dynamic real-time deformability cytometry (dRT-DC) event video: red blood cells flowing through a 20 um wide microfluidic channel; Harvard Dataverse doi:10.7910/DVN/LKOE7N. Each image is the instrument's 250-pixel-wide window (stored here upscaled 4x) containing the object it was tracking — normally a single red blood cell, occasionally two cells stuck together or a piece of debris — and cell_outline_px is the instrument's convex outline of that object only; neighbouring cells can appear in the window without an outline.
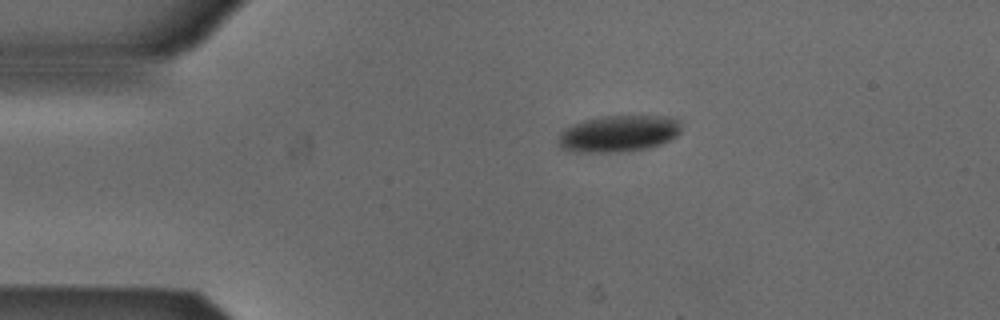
{"species": "Egyptian fruit bat (a non-hibernating species)", "species_latin": "Rousettus aegyptiacus", "temperature_condition": "cold", "stored_images_in_passage": 38, "camera_frame_rate_fps": 3000, "um_per_image_px": 0.085, "animal": {"sex": "male"}, "frame": {"image": 1, "passage_image": 1, "time_ms": 0.0, "image_size_px": [1000, 320], "cell_outline_px": [[680, 132], [676, 136], [660, 144], [648, 148], [624, 152], [576, 152], [560, 148], [560, 132], [564, 128], [588, 120], [604, 116], [664, 116], [680, 120]], "centroid_in_image_um": [52.6, 11.37], "position_along_channel_um": 32.4, "area_um2": 25.95}}
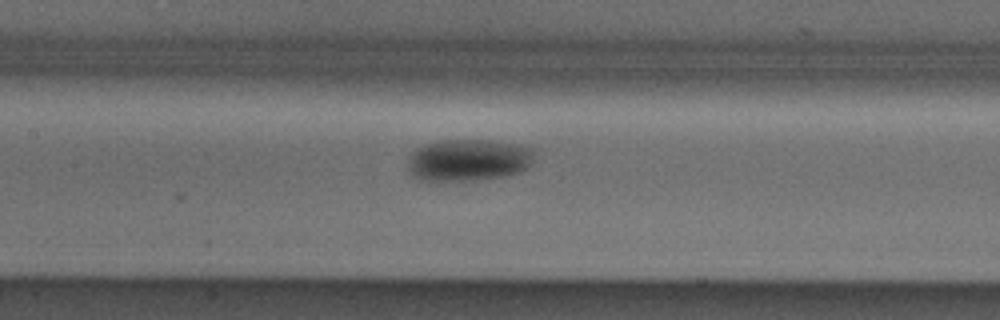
{"frame": {"image": 2, "passage_image": 15, "time_ms": 4.667, "image_size_px": [1000, 320], "cell_outline_px": [[532, 156], [528, 168], [520, 172], [504, 176], [476, 180], [420, 180], [412, 176], [408, 172], [408, 160], [416, 148], [428, 144], [444, 140], [488, 140], [520, 144], [532, 148]], "centroid_in_image_um": [39.81, 13.61], "position_along_channel_um": 167.6, "area_um2": 30.81}}
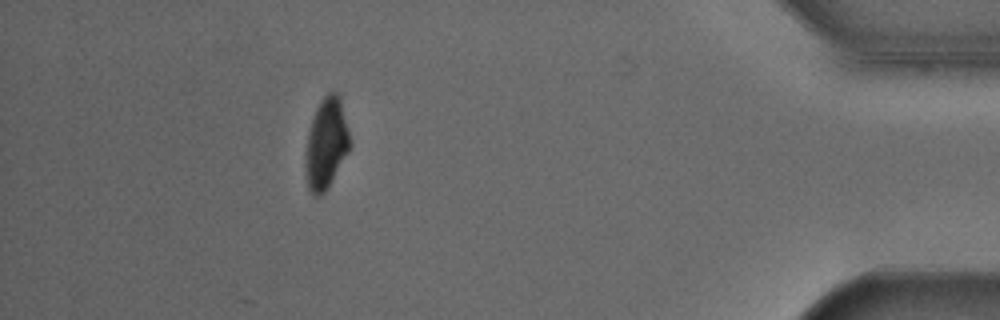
{"frame": {"image": 3, "passage_image": 38, "time_ms": 12.333, "image_size_px": [1000, 320], "cell_outline_px": [[348, 152], [324, 192], [320, 196], [312, 196], [308, 188], [304, 164], [304, 156], [308, 132], [316, 108], [320, 100], [328, 92], [336, 92], [340, 96], [348, 132]], "centroid_in_image_um": [27.68, 12.21], "position_along_channel_um": 407.5, "area_um2": 23.12}, "authors_computed_cell_mechanics": {"area_um2": 28.2642, "velocity_mm_per_s": 3.8603, "shape_relaxation_time_tau1_ms": 2.4716, "shape_relaxation_time_tau2_ms": null, "deformation_change_tau1": 0.0944, "deformation_change_tau2": null}}